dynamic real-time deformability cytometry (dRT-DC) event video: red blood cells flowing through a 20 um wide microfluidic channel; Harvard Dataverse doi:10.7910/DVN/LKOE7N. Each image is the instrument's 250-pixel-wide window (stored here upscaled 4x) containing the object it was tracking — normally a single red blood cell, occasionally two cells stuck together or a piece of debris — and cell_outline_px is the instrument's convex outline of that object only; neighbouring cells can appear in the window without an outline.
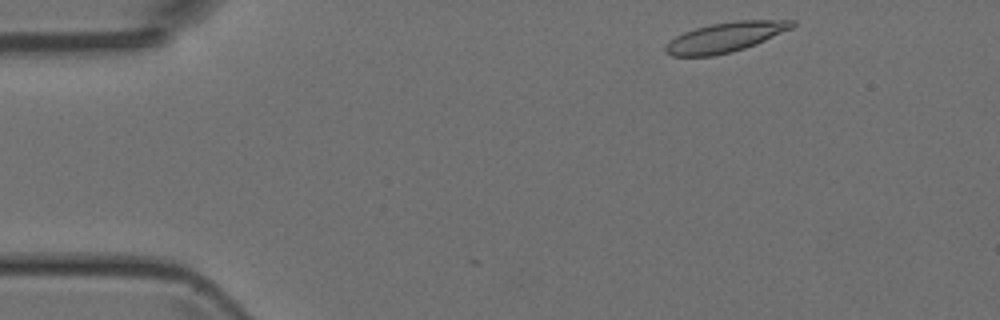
{"species": "Egyptian fruit bat (a non-hibernating species)", "species_latin": "Rousettus aegyptiacus", "temperature_condition": "room temperature", "stored_images_in_passage": 2, "camera_frame_rate_fps": 3000, "um_per_image_px": 0.085, "animal": {"sex": "female"}, "frame": {"image": 1, "passage_image": 2, "time_ms": 0.333, "image_size_px": [1000, 320], "cell_outline_px": [[796, 24], [792, 28], [764, 40], [744, 48], [712, 56], [672, 56], [664, 52], [664, 48], [676, 36], [684, 32], [696, 28], [712, 24], [736, 20], [796, 20]], "centroid_in_image_um": [61.65, 3.15], "position_along_channel_um": 23.3, "area_um2": 21.62}}